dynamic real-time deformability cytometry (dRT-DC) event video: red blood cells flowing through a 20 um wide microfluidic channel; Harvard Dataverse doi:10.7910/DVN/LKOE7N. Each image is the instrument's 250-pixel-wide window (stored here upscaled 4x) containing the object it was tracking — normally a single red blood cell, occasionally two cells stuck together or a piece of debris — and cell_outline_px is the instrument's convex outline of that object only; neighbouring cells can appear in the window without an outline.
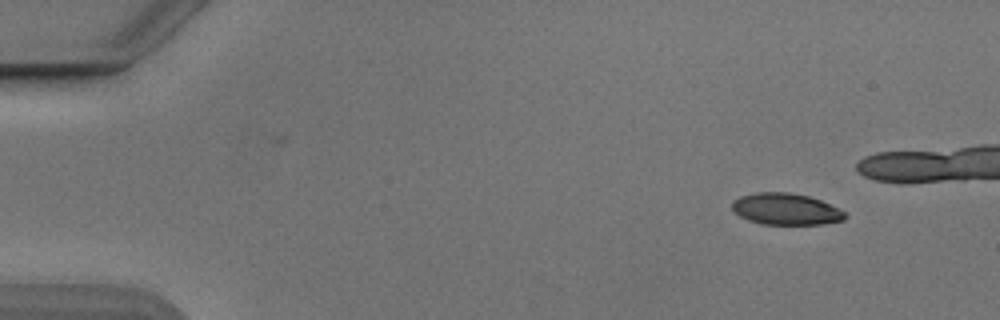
{"species": "Egyptian fruit bat (a non-hibernating species)", "species_latin": "Rousettus aegyptiacus", "temperature_condition": "cold", "stored_images_in_passage": 10, "camera_frame_rate_fps": 3000, "um_per_image_px": 0.085, "animal": {"sex": "male"}, "frame": {"image": 1, "passage_image": 1, "time_ms": 0.0, "image_size_px": [1000, 320], "cell_outline_px": [[848, 216], [844, 220], [820, 224], [764, 224], [748, 220], [740, 216], [732, 208], [732, 200], [740, 196], [756, 192], [788, 192], [808, 196], [820, 200], [844, 212]], "centroid_in_image_um": [66.77, 17.77], "position_along_channel_um": 18.2, "area_um2": 20.58}}